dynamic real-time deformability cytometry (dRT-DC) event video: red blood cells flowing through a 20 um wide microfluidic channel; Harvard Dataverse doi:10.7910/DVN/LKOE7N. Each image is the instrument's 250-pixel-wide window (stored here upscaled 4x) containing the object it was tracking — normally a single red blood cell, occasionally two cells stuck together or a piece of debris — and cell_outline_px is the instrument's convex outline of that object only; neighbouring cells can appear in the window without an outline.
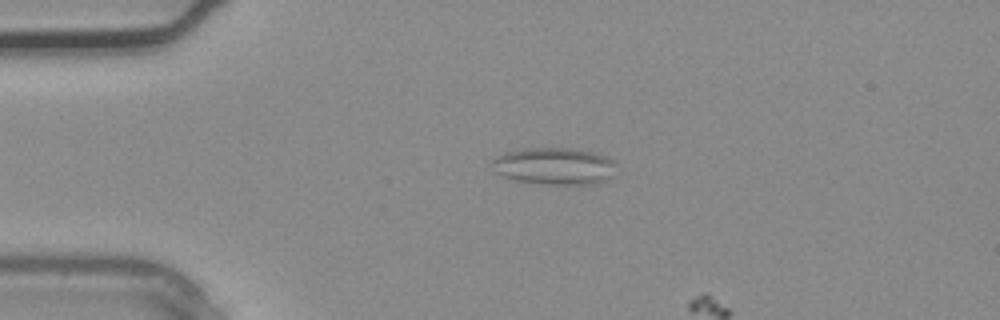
{"species": "common noctule bat (a hibernating species)", "species_latin": "Nyctalus noctula", "temperature_condition": "warm", "stored_images_in_passage": 4, "camera_frame_rate_fps": 3000, "um_per_image_px": 0.085, "animal": {"sex": "male", "body_mass_g": 20.4}, "frame": {"image": 1, "passage_image": 2, "time_ms": 0.333, "image_size_px": [1000, 320], "cell_outline_px": [[616, 164], [608, 180], [596, 184], [540, 184], [512, 180], [496, 172], [492, 160], [496, 156], [504, 152], [524, 148], [572, 148], [596, 152], [612, 160]], "centroid_in_image_um": [47.11, 14.12], "position_along_channel_um": 37.9, "area_um2": 26.93}}